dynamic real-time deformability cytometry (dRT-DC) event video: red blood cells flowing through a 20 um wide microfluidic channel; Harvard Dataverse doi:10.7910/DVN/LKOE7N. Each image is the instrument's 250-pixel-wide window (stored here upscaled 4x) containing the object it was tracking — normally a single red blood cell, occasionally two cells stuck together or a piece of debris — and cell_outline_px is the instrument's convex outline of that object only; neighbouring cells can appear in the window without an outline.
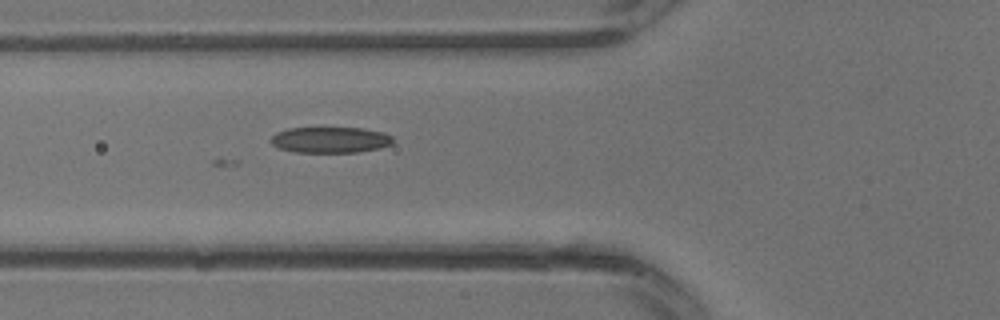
{"species": "common noctule bat (a hibernating species)", "species_latin": "Nyctalus noctula", "temperature_condition": "warm", "stored_images_in_passage": 26, "camera_frame_rate_fps": 3000, "um_per_image_px": 0.085, "animal": {"sex": "male", "body_mass_g": 13.3}, "frame": {"image": 1, "passage_image": 6, "time_ms": 1.667, "image_size_px": [1000, 320], "cell_outline_px": [[392, 144], [380, 148], [356, 152], [296, 152], [280, 148], [272, 144], [272, 136], [276, 132], [288, 128], [364, 128], [384, 132], [392, 136]], "centroid_in_image_um": [28.1, 11.88], "position_along_channel_um": 97.7, "area_um2": 18.38}}